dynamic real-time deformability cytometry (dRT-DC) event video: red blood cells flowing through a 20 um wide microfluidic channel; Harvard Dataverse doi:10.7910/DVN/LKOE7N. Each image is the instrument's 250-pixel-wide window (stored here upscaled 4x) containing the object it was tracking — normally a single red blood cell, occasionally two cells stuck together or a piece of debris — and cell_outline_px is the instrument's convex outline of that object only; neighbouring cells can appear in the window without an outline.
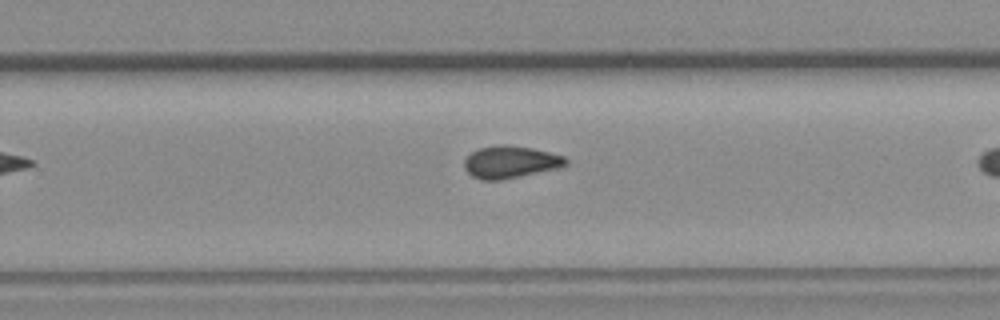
{"species": "common noctule bat (a hibernating species)", "species_latin": "Nyctalus noctula", "temperature_condition": "room temperature", "stored_images_in_passage": 9, "camera_frame_rate_fps": 3000, "um_per_image_px": 0.085, "animal": {"sex": "female", "body_mass_g": 19.3, "forearm_length_mm": 54.1}, "frame": {"image": 1, "passage_image": 8, "time_ms": 9.333, "image_size_px": [1000, 320], "cell_outline_px": [[568, 164], [556, 168], [500, 180], [480, 180], [472, 176], [464, 168], [464, 160], [472, 152], [480, 148], [496, 144], [504, 144], [532, 148], [564, 156], [568, 160]], "centroid_in_image_um": [43.35, 13.76], "position_along_channel_um": 286.4, "area_um2": 18.9}}